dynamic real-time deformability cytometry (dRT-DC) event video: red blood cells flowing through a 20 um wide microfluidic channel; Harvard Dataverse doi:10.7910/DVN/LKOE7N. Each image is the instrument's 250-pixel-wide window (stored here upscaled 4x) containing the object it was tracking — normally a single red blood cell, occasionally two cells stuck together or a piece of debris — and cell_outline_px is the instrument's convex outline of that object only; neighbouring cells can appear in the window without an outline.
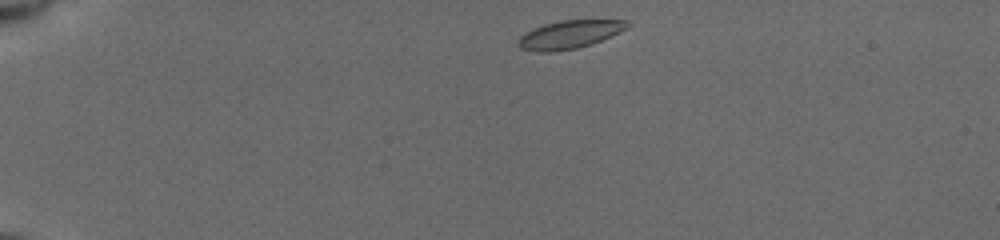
{"species": "common noctule bat (a hibernating species)", "species_latin": "Nyctalus noctula", "temperature_condition": "cold", "stored_images_in_passage": 14, "camera_frame_rate_fps": 3000, "um_per_image_px": 0.085, "animal": {"sex": "female", "body_mass_g": 19.5, "forearm_length_mm": 54.1}, "frame": {"image": 1, "passage_image": 1, "time_ms": 0.0, "image_size_px": [1000, 240], "cell_outline_px": [[632, 24], [628, 28], [620, 32], [592, 44], [576, 48], [556, 52], [536, 52], [520, 48], [516, 44], [516, 40], [520, 36], [544, 24], [560, 20], [628, 20]], "centroid_in_image_um": [48.42, 2.94], "position_along_channel_um": 36.6, "area_um2": 18.03}}
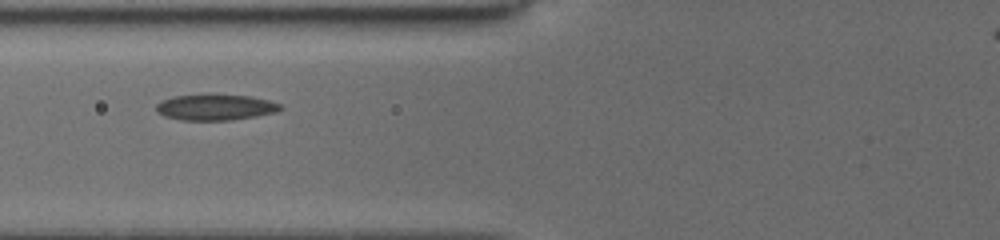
{"frame": {"image": 2, "passage_image": 7, "time_ms": 3.667, "image_size_px": [1000, 240], "cell_outline_px": [[284, 108], [276, 112], [256, 116], [232, 120], [180, 120], [164, 116], [156, 112], [156, 104], [160, 100], [172, 96], [208, 92], [252, 96], [268, 100], [280, 104]], "centroid_in_image_um": [18.27, 9.08], "position_along_channel_um": 107.5, "area_um2": 19.59}}
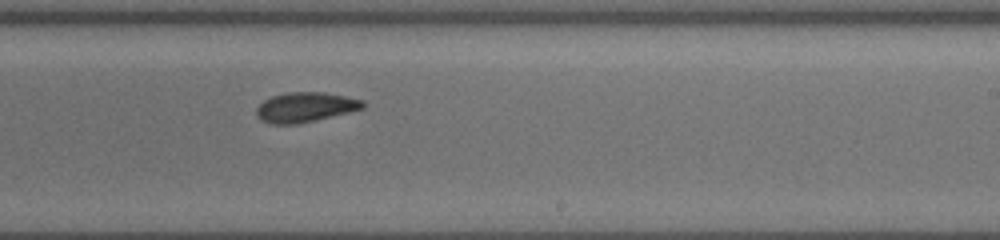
{"frame": {"image": 3, "passage_image": 14, "time_ms": 7.667, "image_size_px": [1000, 240], "cell_outline_px": [[368, 104], [364, 108], [348, 112], [296, 124], [272, 124], [260, 120], [256, 116], [256, 108], [264, 100], [272, 96], [288, 92], [324, 92], [364, 100]], "centroid_in_image_um": [25.94, 9.1], "position_along_channel_um": 263.1, "area_um2": 18.44}}